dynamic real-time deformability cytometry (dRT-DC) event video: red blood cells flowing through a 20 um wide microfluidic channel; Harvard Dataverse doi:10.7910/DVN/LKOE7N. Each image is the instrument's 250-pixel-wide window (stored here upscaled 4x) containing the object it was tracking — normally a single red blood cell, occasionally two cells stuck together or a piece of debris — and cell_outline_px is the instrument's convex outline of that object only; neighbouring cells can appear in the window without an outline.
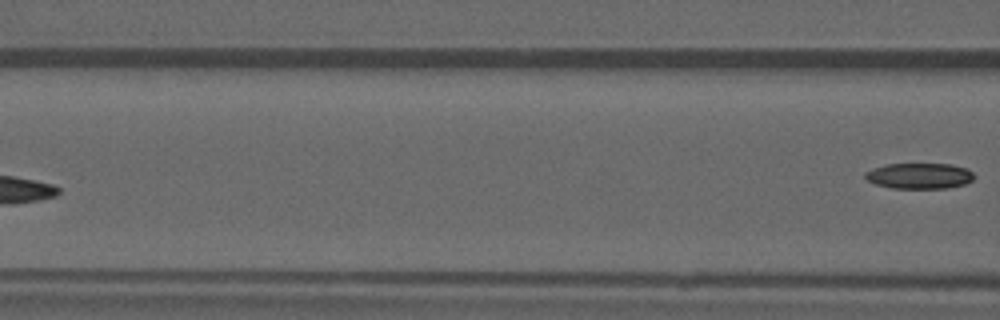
{"species": "common noctule bat (a hibernating species)", "species_latin": "Nyctalus noctula", "temperature_condition": "warm", "stored_images_in_passage": 5, "camera_frame_rate_fps": 3000, "um_per_image_px": 0.085, "animal": {"sex": "male", "forearm_length_mm": 52.5}, "frame": {"image": 1, "passage_image": 5, "time_ms": 4.667, "image_size_px": [1000, 320], "cell_outline_px": [[972, 180], [964, 184], [948, 188], [892, 188], [876, 184], [868, 180], [864, 176], [864, 172], [872, 168], [888, 164], [952, 164], [968, 168], [972, 172]], "centroid_in_image_um": [78.14, 14.94], "position_along_channel_um": 88.5, "area_um2": 16.3}}